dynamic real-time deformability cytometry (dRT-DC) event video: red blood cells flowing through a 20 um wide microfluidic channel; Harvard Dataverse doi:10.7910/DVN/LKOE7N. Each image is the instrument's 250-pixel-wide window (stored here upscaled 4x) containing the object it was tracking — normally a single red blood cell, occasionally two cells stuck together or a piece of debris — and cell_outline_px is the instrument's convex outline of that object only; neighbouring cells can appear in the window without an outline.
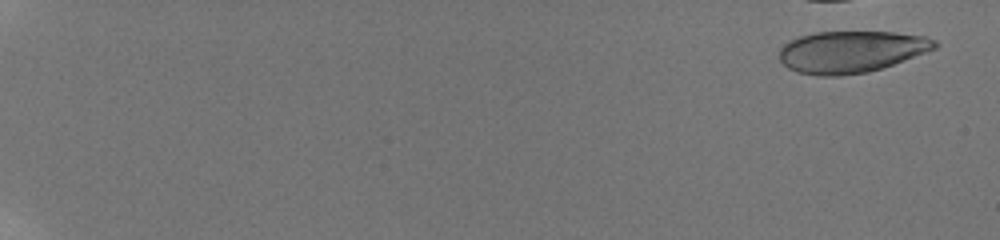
{"species": "human", "species_latin": "Homo sapiens", "temperature_condition": "room temperature", "stored_images_in_passage": 16, "camera_frame_rate_fps": 3000, "um_per_image_px": 0.085, "donor": {"sex": "male"}, "frame": {"image": 1, "passage_image": 2, "time_ms": 0.333, "image_size_px": [1000, 240], "cell_outline_px": [[936, 48], [892, 64], [868, 72], [840, 76], [820, 76], [796, 72], [788, 68], [780, 60], [780, 48], [784, 44], [800, 36], [816, 32], [896, 32], [924, 36], [936, 40]], "centroid_in_image_um": [72.32, 4.4], "position_along_channel_um": 12.7, "area_um2": 37.57}}